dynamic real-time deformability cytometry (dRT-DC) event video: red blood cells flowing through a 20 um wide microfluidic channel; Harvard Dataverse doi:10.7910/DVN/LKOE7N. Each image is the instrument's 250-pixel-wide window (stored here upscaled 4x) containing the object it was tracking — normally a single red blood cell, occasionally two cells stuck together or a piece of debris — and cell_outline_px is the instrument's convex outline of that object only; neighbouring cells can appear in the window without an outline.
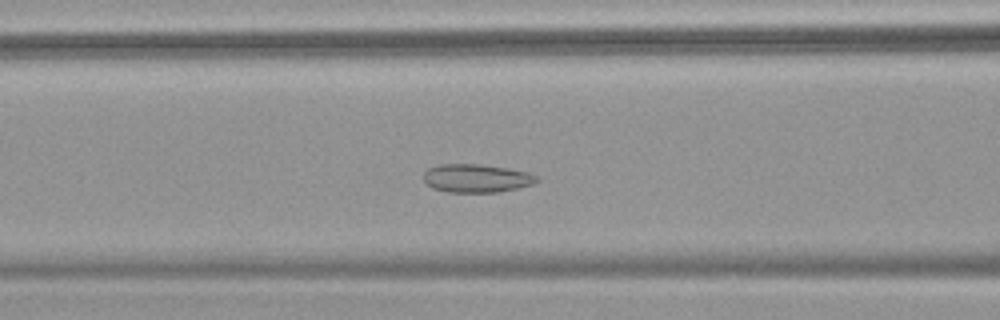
{"species": "common noctule bat (a hibernating species)", "species_latin": "Nyctalus noctula", "temperature_condition": "warm", "stored_images_in_passage": 50, "camera_frame_rate_fps": 3000, "um_per_image_px": 0.085, "animal": {"sex": "female", "body_mass_g": 18.4}, "frame": {"image": 1, "passage_image": 19, "time_ms": 6.0, "image_size_px": [1000, 320], "cell_outline_px": [[540, 180], [532, 184], [500, 192], [448, 192], [432, 188], [424, 180], [424, 172], [428, 168], [440, 164], [480, 164], [508, 168], [528, 172], [536, 176]], "centroid_in_image_um": [40.49, 15.15], "position_along_channel_um": 126.1, "area_um2": 18.67}}
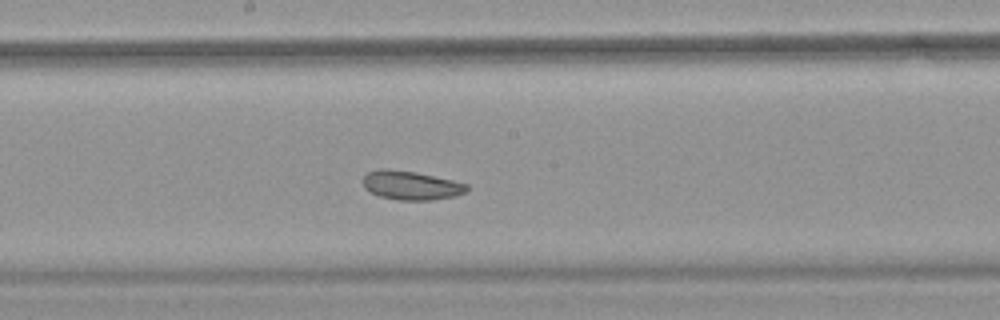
{"frame": {"image": 2, "passage_image": 26, "time_ms": 8.333, "image_size_px": [1000, 320], "cell_outline_px": [[472, 188], [456, 196], [432, 200], [396, 200], [380, 196], [364, 188], [364, 176], [368, 172], [380, 168], [388, 168], [416, 172], [452, 180], [468, 184]], "centroid_in_image_um": [34.97, 15.75], "position_along_channel_um": 213.2, "area_um2": 17.57}}
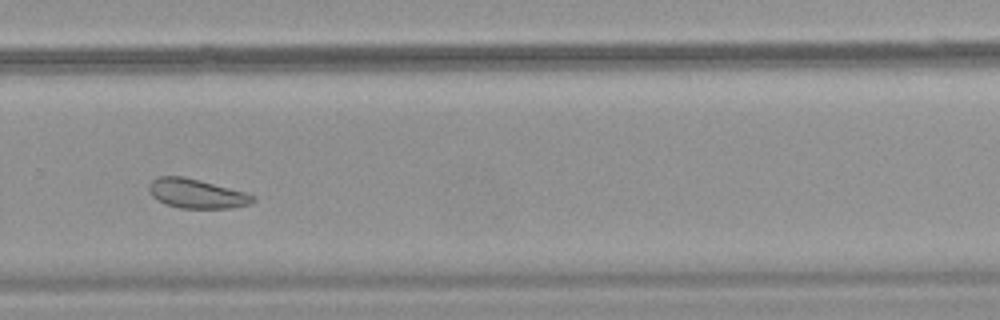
{"frame": {"image": 3, "passage_image": 34, "time_ms": 11.0, "image_size_px": [1000, 320], "cell_outline_px": [[256, 200], [252, 204], [232, 208], [180, 208], [164, 204], [156, 200], [152, 196], [148, 188], [148, 184], [156, 176], [180, 176], [200, 180], [248, 192], [256, 196]], "centroid_in_image_um": [16.74, 16.46], "position_along_channel_um": 313.1, "area_um2": 18.15}, "authors_computed_cell_mechanics": {"area_um2": 20.8947, "velocity_mm_per_s": 3.7455, "shape_relaxation_time_tau1_ms": null, "shape_relaxation_time_tau2_ms": 2.7042, "deformation_change_tau1": null, "deformation_change_tau2": 0.0808}}